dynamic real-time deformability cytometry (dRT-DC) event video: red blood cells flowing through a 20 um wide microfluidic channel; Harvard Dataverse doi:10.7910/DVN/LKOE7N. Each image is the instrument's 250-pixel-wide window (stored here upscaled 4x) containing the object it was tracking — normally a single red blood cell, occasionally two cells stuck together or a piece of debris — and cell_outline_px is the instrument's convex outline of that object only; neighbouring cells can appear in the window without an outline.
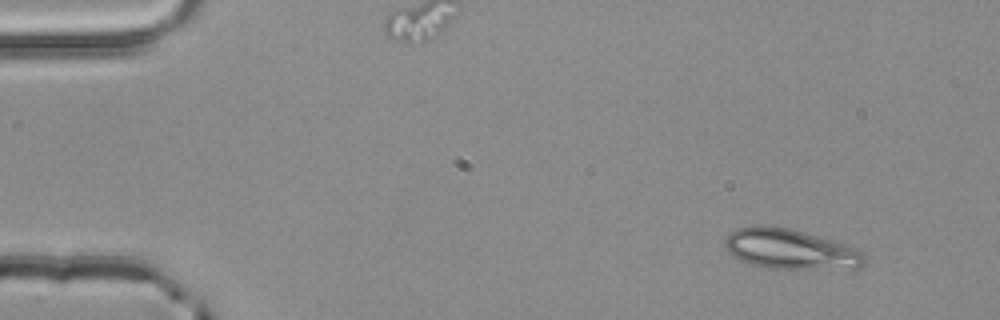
{"species": "common noctule bat (a hibernating species)", "species_latin": "Nyctalus noctula", "temperature_condition": "room temperature", "stored_images_in_passage": 3, "camera_frame_rate_fps": 3000, "um_per_image_px": 0.085, "animal": {"sex": "male", "body_mass_g": 20.4}, "frame": {"image": 1, "passage_image": 1, "time_ms": 0.0, "image_size_px": [1000, 320], "cell_outline_px": [[864, 264], [860, 268], [772, 268], [752, 264], [740, 260], [732, 256], [724, 248], [724, 240], [736, 228], [756, 224], [764, 224], [788, 228], [804, 232], [832, 240], [856, 248], [864, 252]], "centroid_in_image_um": [67.13, 21.16], "position_along_channel_um": 17.9, "area_um2": 32.54}}